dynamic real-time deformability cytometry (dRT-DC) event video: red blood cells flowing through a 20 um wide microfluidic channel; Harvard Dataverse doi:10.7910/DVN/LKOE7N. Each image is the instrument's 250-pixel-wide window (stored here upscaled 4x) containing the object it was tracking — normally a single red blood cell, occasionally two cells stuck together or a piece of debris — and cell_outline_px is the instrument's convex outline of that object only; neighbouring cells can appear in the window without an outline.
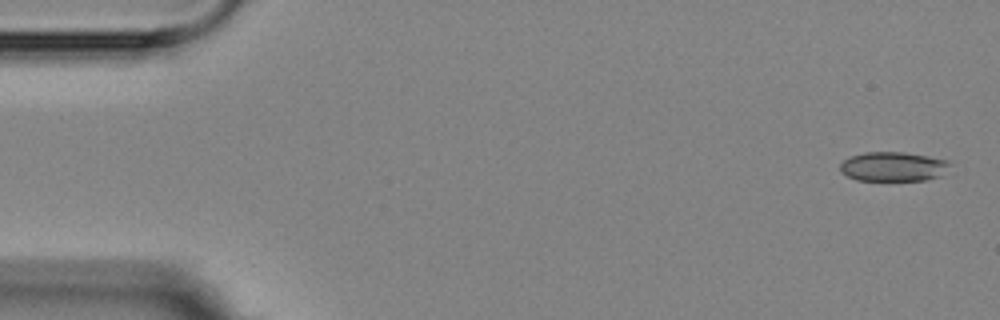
{"species": "Egyptian fruit bat (a non-hibernating species)", "species_latin": "Rousettus aegyptiacus", "temperature_condition": "room temperature", "stored_images_in_passage": 4, "camera_frame_rate_fps": 3000, "um_per_image_px": 0.085, "animal": {"sex": "female"}, "frame": {"image": 1, "passage_image": 1, "time_ms": 0.0, "image_size_px": [1000, 320], "cell_outline_px": [[948, 164], [940, 176], [928, 180], [856, 180], [840, 172], [840, 164], [848, 156], [864, 152], [904, 152], [928, 156], [948, 160]], "centroid_in_image_um": [75.86, 14.15], "position_along_channel_um": 9.1, "area_um2": 18.73}}
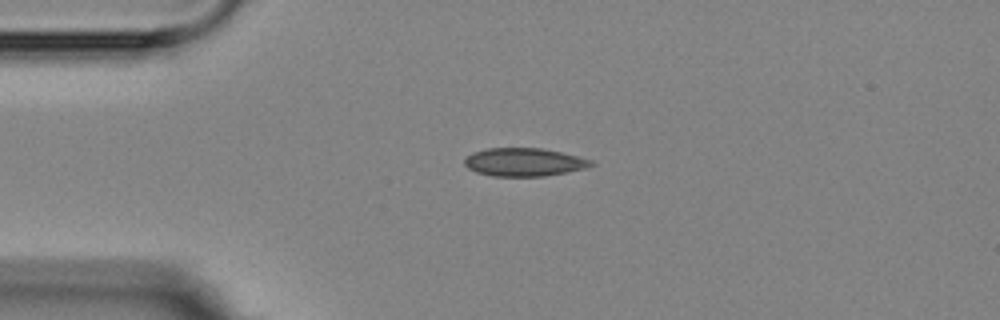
{"frame": {"image": 2, "passage_image": 4, "time_ms": 3.667, "image_size_px": [1000, 320], "cell_outline_px": [[596, 164], [588, 168], [544, 176], [492, 176], [476, 172], [468, 168], [464, 164], [464, 160], [472, 152], [488, 148], [540, 148], [560, 152], [592, 160]], "centroid_in_image_um": [44.55, 13.78], "position_along_channel_um": 40.5, "area_um2": 20.75}}